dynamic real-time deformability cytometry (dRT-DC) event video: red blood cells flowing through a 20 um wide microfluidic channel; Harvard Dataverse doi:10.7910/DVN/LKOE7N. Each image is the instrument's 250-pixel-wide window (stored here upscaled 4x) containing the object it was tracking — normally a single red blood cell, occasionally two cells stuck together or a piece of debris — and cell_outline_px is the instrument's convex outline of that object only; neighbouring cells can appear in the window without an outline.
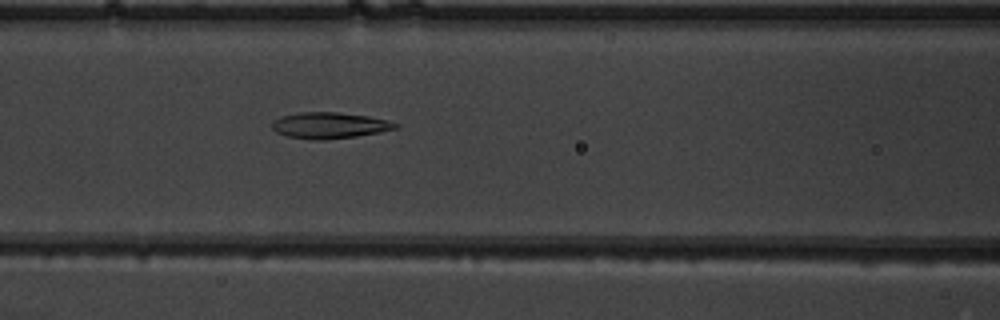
{"species": "common noctule bat (a hibernating species)", "species_latin": "Nyctalus noctula", "temperature_condition": "warm", "stored_images_in_passage": 52, "camera_frame_rate_fps": 3000, "um_per_image_px": 0.085, "animal": {"sex": "male", "body_mass_g": 19.5, "forearm_length_mm": 54.6}, "frame": {"image": 1, "passage_image": 23, "time_ms": 7.333, "image_size_px": [1000, 320], "cell_outline_px": [[400, 128], [380, 132], [356, 136], [324, 140], [316, 140], [284, 136], [276, 132], [272, 128], [272, 120], [280, 116], [296, 112], [336, 112], [368, 116], [388, 120], [400, 124]], "centroid_in_image_um": [28.0, 10.65], "position_along_channel_um": 138.6, "area_um2": 19.07}}
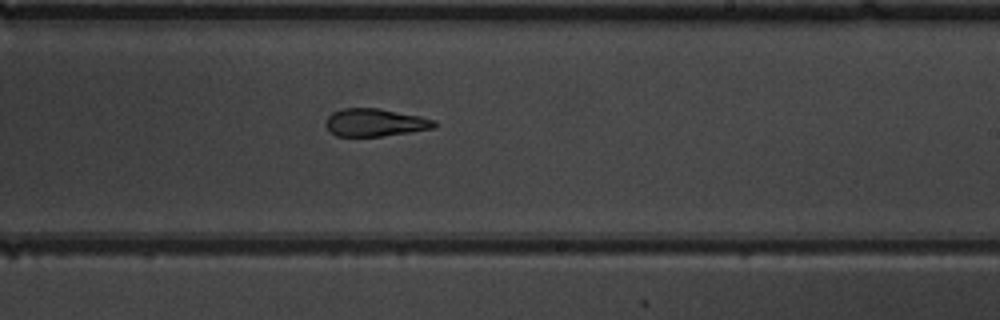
{"frame": {"image": 2, "passage_image": 32, "time_ms": 10.333, "image_size_px": [1000, 320], "cell_outline_px": [[436, 128], [380, 136], [336, 136], [328, 132], [324, 124], [324, 120], [332, 112], [344, 108], [380, 108], [420, 116], [436, 120]], "centroid_in_image_um": [31.83, 10.41], "position_along_channel_um": 257.2, "area_um2": 17.74}}
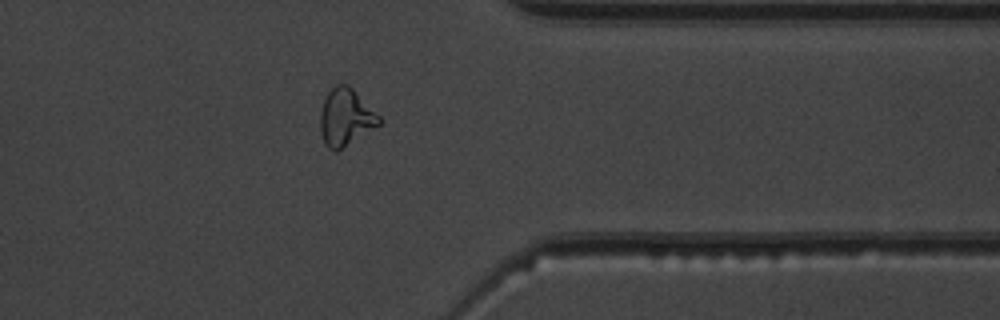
{"frame": {"image": 3, "passage_image": 42, "time_ms": 13.667, "image_size_px": [1000, 320], "cell_outline_px": [[380, 124], [336, 152], [328, 148], [324, 144], [320, 132], [320, 112], [324, 100], [328, 92], [336, 84], [348, 84], [380, 116]], "centroid_in_image_um": [29.35, 9.98], "position_along_channel_um": 382.0, "area_um2": 19.42}, "authors_computed_cell_mechanics": {"area_um2": 20.2011, "velocity_mm_per_s": 3.9575, "shape_relaxation_time_tau1_ms": null, "shape_relaxation_time_tau2_ms": 2.3506, "deformation_change_tau1": null, "deformation_change_tau2": 0.115}}